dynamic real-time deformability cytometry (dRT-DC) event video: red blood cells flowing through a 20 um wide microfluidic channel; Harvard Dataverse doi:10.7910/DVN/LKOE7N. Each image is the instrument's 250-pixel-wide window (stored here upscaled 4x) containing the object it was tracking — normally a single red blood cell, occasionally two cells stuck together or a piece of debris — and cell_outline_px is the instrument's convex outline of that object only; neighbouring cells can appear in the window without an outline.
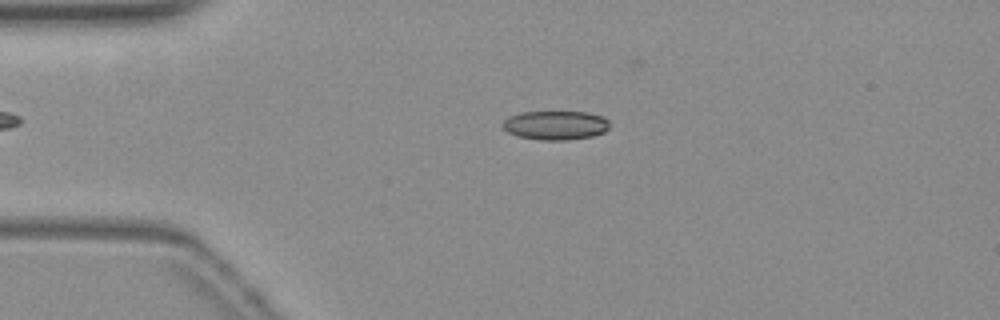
{"species": "common noctule bat (a hibernating species)", "species_latin": "Nyctalus noctula", "temperature_condition": "warm", "stored_images_in_passage": 49, "camera_frame_rate_fps": 3000, "um_per_image_px": 0.085, "animal": {"sex": "female", "body_mass_g": 19.3, "forearm_length_mm": 54.1}, "frame": {"image": 1, "passage_image": 8, "time_ms": 2.333, "image_size_px": [1000, 320], "cell_outline_px": [[608, 128], [604, 132], [592, 136], [564, 140], [540, 140], [516, 136], [508, 132], [500, 124], [508, 116], [520, 112], [588, 112], [604, 116], [608, 120]], "centroid_in_image_um": [47.19, 10.64], "position_along_channel_um": 37.8, "area_um2": 18.21}}
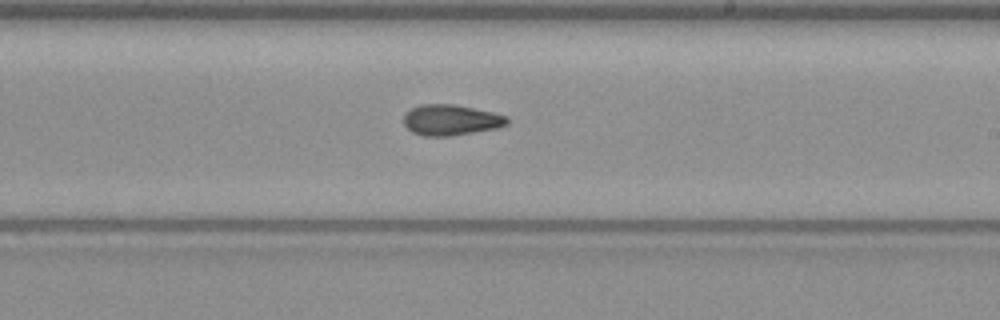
{"frame": {"image": 2, "passage_image": 27, "time_ms": 8.667, "image_size_px": [1000, 320], "cell_outline_px": [[508, 124], [496, 128], [452, 136], [424, 136], [412, 132], [404, 124], [404, 112], [420, 104], [456, 104], [492, 112], [508, 116]], "centroid_in_image_um": [38.31, 10.19], "position_along_channel_um": 250.7, "area_um2": 18.61}}
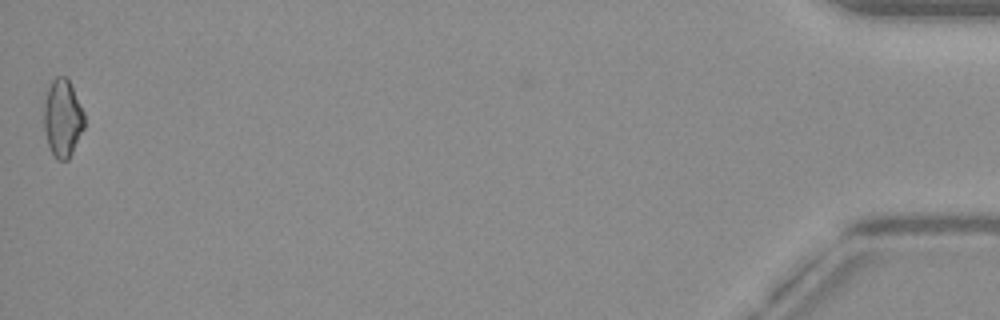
{"frame": {"image": 3, "passage_image": 49, "time_ms": 16.0, "image_size_px": [1000, 320], "cell_outline_px": [[84, 128], [68, 160], [56, 160], [48, 144], [44, 128], [44, 100], [48, 88], [52, 80], [56, 76], [64, 76], [68, 80], [84, 112]], "centroid_in_image_um": [5.31, 10.05], "position_along_channel_um": 429.9, "area_um2": 18.09}, "authors_computed_cell_mechanics": {"area_um2": 18.0914, "velocity_mm_per_s": 3.8526, "shape_relaxation_time_tau1_ms": null, "shape_relaxation_time_tau2_ms": 5.8858, "deformation_change_tau1": null, "deformation_change_tau2": 0.1227}}